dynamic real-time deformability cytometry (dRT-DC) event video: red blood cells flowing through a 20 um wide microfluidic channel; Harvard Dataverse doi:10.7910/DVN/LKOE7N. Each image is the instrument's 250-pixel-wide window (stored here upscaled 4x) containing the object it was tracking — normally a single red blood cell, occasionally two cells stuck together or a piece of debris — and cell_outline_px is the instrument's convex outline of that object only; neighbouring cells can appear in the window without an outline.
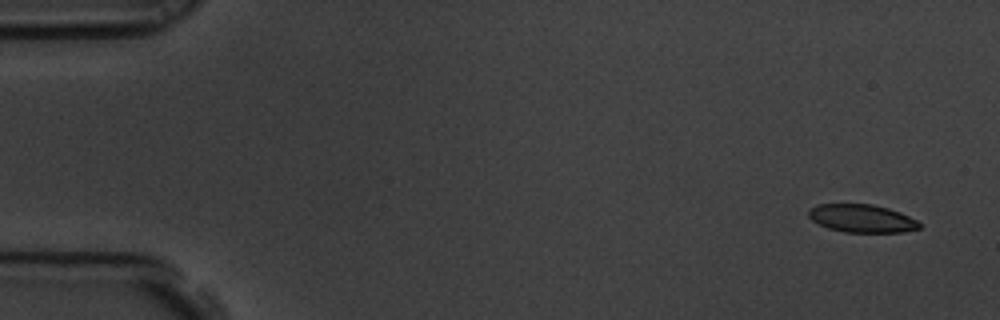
{"species": "common noctule bat (a hibernating species)", "species_latin": "Nyctalus noctula", "temperature_condition": "room temperature", "stored_images_in_passage": 5, "camera_frame_rate_fps": 3000, "um_per_image_px": 0.085, "animal": {"sex": "male", "body_mass_g": 19.5, "forearm_length_mm": 54.6}, "frame": {"image": 1, "passage_image": 1, "time_ms": 0.0, "image_size_px": [1000, 320], "cell_outline_px": [[920, 228], [904, 232], [844, 232], [828, 228], [812, 220], [808, 216], [808, 208], [816, 204], [872, 204], [888, 208], [900, 212], [916, 220], [920, 224]], "centroid_in_image_um": [73.23, 18.56], "position_along_channel_um": 11.8, "area_um2": 18.09}}
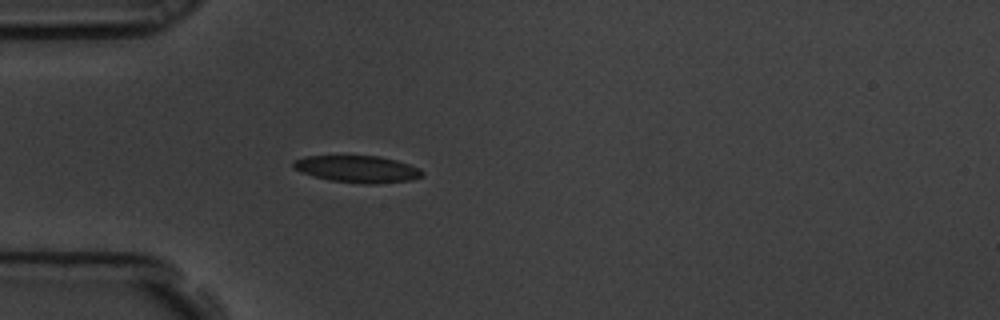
{"frame": {"image": 2, "passage_image": 5, "time_ms": 1.333, "image_size_px": [1000, 320], "cell_outline_px": [[424, 176], [412, 180], [372, 184], [364, 184], [332, 180], [312, 176], [300, 172], [292, 168], [292, 164], [296, 160], [304, 156], [380, 156], [396, 160], [420, 168], [424, 172]], "centroid_in_image_um": [30.4, 14.37], "position_along_channel_um": 54.6, "area_um2": 20.29}}